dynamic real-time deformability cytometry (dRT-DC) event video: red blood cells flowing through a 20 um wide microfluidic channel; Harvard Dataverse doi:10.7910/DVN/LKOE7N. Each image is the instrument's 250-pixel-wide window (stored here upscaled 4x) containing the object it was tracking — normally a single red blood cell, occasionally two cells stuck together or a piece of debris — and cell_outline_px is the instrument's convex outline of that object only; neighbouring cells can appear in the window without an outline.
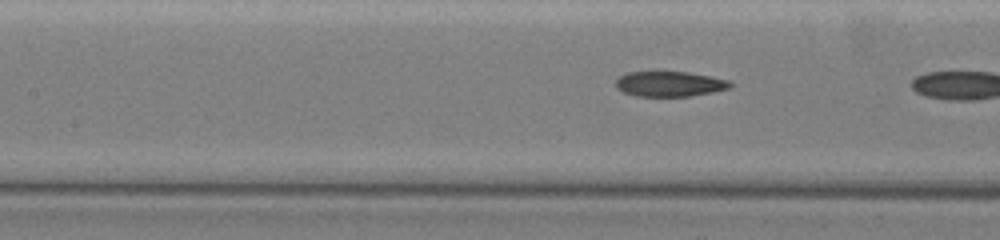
{"species": "common noctule bat (a hibernating species)", "species_latin": "Nyctalus noctula", "temperature_condition": "warm", "stored_images_in_passage": 8, "segment_of_instrument_passage": [2, 2], "camera_frame_rate_fps": 3000, "um_per_image_px": 0.085, "animal": {"sex": "female", "body_mass_g": 19.5, "forearm_length_mm": 54.1}, "frame": {"image": 1, "passage_image": 6, "time_ms": 1.667, "image_size_px": [1000, 240], "cell_outline_px": [[732, 84], [728, 88], [712, 92], [688, 96], [636, 96], [624, 92], [616, 88], [616, 80], [620, 76], [628, 72], [656, 68], [688, 72], [728, 80]], "centroid_in_image_um": [56.83, 7.08], "position_along_channel_um": 150.6, "area_um2": 17.4}}